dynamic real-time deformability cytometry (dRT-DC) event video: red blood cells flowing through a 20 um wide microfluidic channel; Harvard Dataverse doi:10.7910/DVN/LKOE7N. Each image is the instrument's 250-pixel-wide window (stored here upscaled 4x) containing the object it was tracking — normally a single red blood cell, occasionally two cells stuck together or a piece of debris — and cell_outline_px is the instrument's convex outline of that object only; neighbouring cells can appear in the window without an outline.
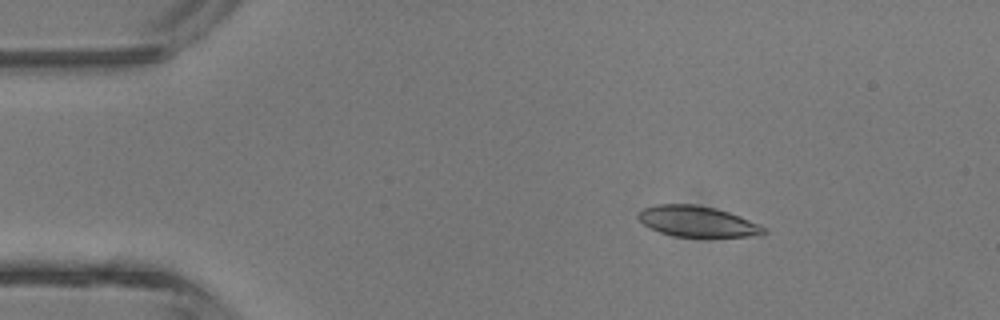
{"species": "common noctule bat (a hibernating species)", "species_latin": "Nyctalus noctula", "temperature_condition": "room temperature", "stored_images_in_passage": 3, "camera_frame_rate_fps": 3000, "um_per_image_px": 0.085, "animal": {"sex": "male", "body_mass_g": 13.3}, "frame": {"image": 1, "passage_image": 2, "time_ms": 1.0, "image_size_px": [1000, 320], "cell_outline_px": [[768, 232], [764, 236], [672, 236], [660, 232], [644, 224], [636, 216], [636, 212], [644, 208], [656, 204], [692, 204], [716, 208], [740, 216], [760, 224], [768, 228]], "centroid_in_image_um": [59.32, 18.82], "position_along_channel_um": 25.7, "area_um2": 22.6}}